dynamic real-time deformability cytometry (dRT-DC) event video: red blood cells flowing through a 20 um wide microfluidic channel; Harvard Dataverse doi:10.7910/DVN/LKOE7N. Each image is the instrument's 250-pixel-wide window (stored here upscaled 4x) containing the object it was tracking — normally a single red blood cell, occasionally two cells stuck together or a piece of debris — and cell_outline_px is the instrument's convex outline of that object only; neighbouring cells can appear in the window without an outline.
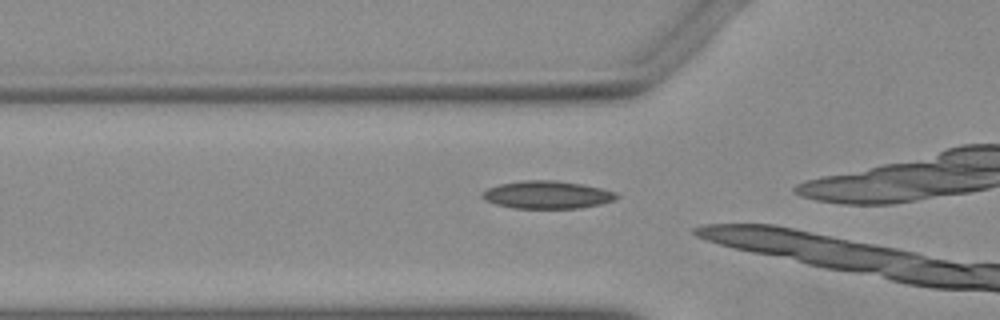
{"species": "Egyptian fruit bat (a non-hibernating species)", "species_latin": "Rousettus aegyptiacus", "temperature_condition": "warm", "stored_images_in_passage": 14, "camera_frame_rate_fps": 3000, "um_per_image_px": 0.085, "animal": {"sex": "female"}, "frame": {"image": 1, "passage_image": 7, "time_ms": 2.0, "image_size_px": [1000, 320], "cell_outline_px": [[620, 196], [616, 200], [600, 204], [580, 208], [512, 208], [496, 204], [484, 200], [480, 196], [488, 188], [500, 184], [524, 180], [552, 180], [580, 184], [600, 188], [616, 192]], "centroid_in_image_um": [46.52, 16.56], "position_along_channel_um": 79.3, "area_um2": 21.62}}
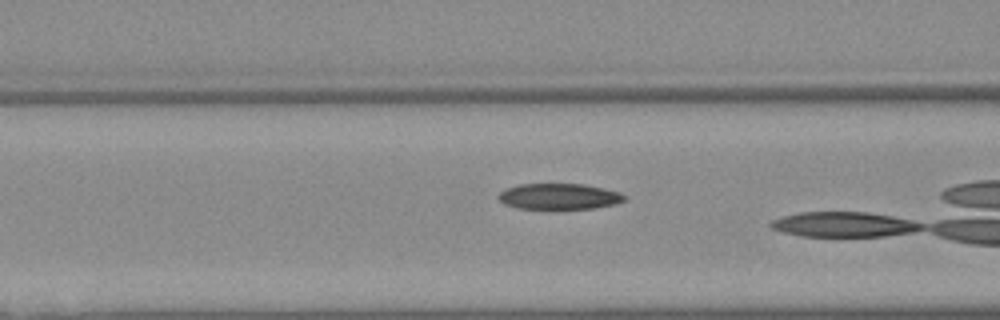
{"frame": {"image": 2, "passage_image": 10, "time_ms": 3.0, "image_size_px": [1000, 320], "cell_outline_px": [[628, 196], [624, 200], [612, 204], [596, 208], [516, 208], [504, 204], [496, 196], [504, 188], [520, 184], [584, 184], [604, 188], [620, 192]], "centroid_in_image_um": [47.5, 16.68], "position_along_channel_um": 119.1, "area_um2": 18.96}}